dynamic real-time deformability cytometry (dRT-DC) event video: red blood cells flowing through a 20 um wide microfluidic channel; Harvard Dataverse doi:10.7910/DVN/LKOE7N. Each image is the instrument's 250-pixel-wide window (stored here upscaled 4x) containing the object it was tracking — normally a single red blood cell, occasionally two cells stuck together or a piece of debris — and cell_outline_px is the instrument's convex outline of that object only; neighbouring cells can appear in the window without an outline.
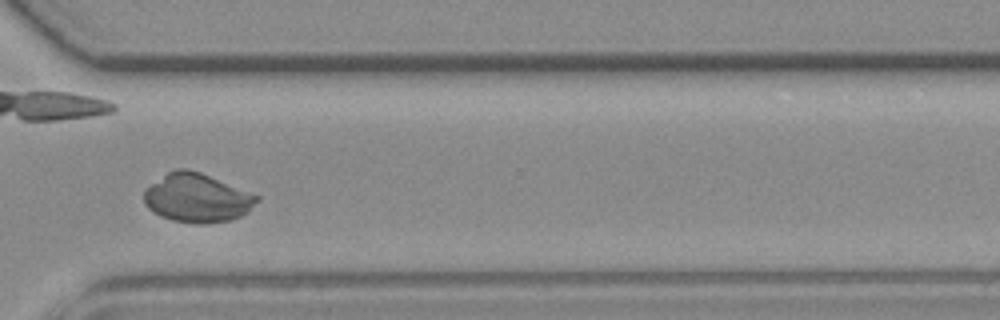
{"species": "common noctule bat (a hibernating species)", "species_latin": "Nyctalus noctula", "temperature_condition": "room temperature", "stored_images_in_passage": 46, "camera_frame_rate_fps": 3000, "um_per_image_px": 0.085, "animal": {"sex": "female", "body_mass_g": 19.3, "forearm_length_mm": 54.1}, "frame": {"image": 1, "passage_image": 39, "time_ms": 12.667, "image_size_px": [1000, 320], "cell_outline_px": [[260, 200], [248, 212], [240, 216], [228, 220], [196, 224], [172, 220], [160, 216], [152, 212], [144, 204], [144, 188], [168, 172], [176, 168], [188, 168], [200, 172], [260, 196]], "centroid_in_image_um": [16.73, 16.81], "position_along_channel_um": 353.9, "area_um2": 32.14}}